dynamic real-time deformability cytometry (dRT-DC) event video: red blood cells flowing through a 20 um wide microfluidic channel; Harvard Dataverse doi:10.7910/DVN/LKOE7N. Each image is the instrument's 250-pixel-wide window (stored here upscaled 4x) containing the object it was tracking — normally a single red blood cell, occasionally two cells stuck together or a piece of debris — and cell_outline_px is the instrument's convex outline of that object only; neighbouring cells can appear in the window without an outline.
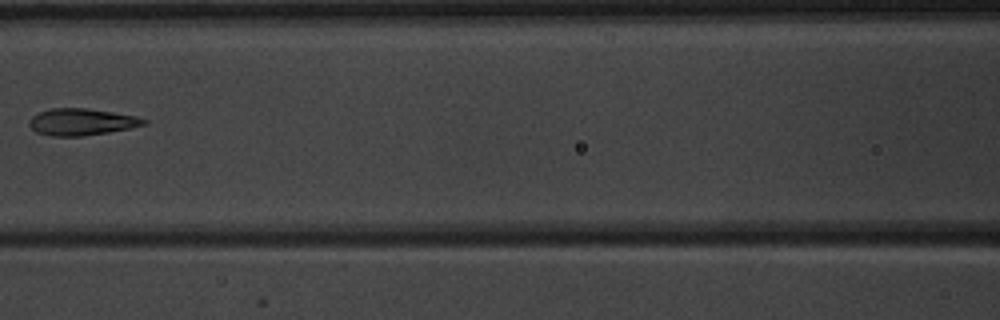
{"species": "common noctule bat (a hibernating species)", "species_latin": "Nyctalus noctula", "temperature_condition": "warm", "stored_images_in_passage": 7, "camera_frame_rate_fps": 3000, "um_per_image_px": 0.085, "animal": {"sex": "male", "body_mass_g": 20.1, "forearm_length_mm": 53.5}, "frame": {"image": 1, "passage_image": 7, "time_ms": 8.0, "image_size_px": [1000, 320], "cell_outline_px": [[148, 124], [132, 128], [108, 132], [80, 136], [52, 136], [36, 132], [28, 124], [28, 120], [32, 116], [40, 112], [52, 108], [84, 108], [112, 112], [136, 116], [148, 120]], "centroid_in_image_um": [6.95, 10.36], "position_along_channel_um": 159.7, "area_um2": 17.86}}